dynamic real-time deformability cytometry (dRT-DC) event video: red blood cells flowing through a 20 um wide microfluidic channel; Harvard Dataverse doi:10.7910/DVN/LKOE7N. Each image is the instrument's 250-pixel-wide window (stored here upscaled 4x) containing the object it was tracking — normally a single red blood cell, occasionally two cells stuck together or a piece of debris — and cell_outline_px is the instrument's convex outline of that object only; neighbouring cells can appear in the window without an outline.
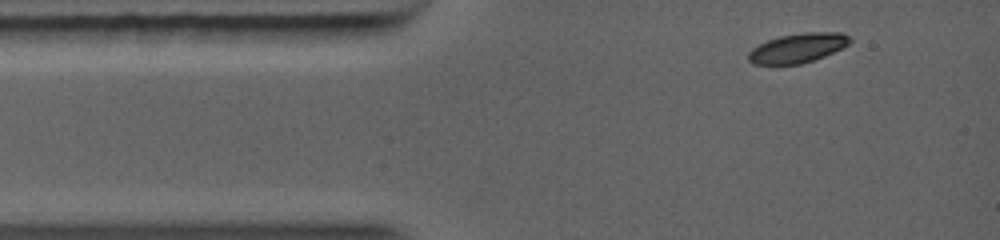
{"species": "common noctule bat (a hibernating species)", "species_latin": "Nyctalus noctula", "temperature_condition": "warm", "stored_images_in_passage": 8, "camera_frame_rate_fps": 5000, "um_per_image_px": 0.085, "animal": {"sex": "female", "body_mass_g": 19.0, "forearm_length_mm": 56.7}, "frame": {"image": 1, "passage_image": 1, "time_ms": 0.0, "image_size_px": [1000, 240], "cell_outline_px": [[852, 40], [848, 44], [824, 56], [800, 64], [752, 64], [748, 60], [748, 52], [752, 48], [768, 40], [780, 36], [804, 32], [840, 32], [852, 36]], "centroid_in_image_um": [67.81, 4.07], "position_along_channel_um": 17.2, "area_um2": 17.28}}
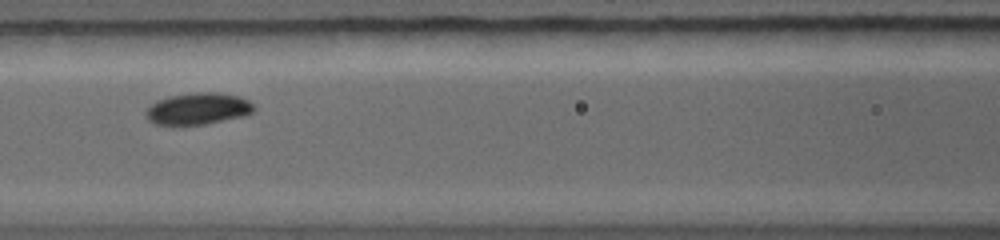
{"frame": {"image": 2, "passage_image": 6, "time_ms": 3.6, "image_size_px": [1000, 240], "cell_outline_px": [[256, 108], [252, 112], [240, 116], [200, 124], [156, 124], [148, 120], [148, 108], [156, 100], [168, 96], [196, 92], [220, 92], [240, 96], [248, 100]], "centroid_in_image_um": [16.84, 9.2], "position_along_channel_um": 149.8, "area_um2": 19.48}}
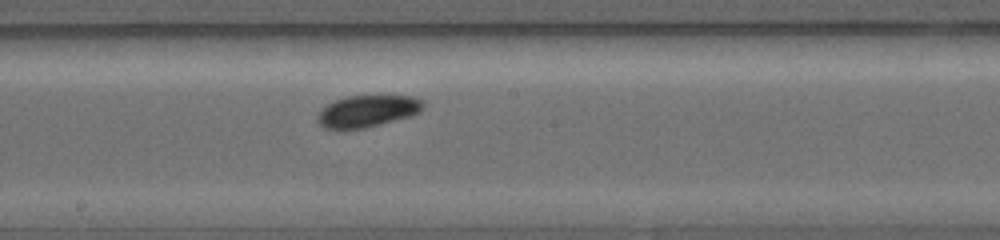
{"frame": {"image": 3, "passage_image": 8, "time_ms": 5.0, "image_size_px": [1000, 240], "cell_outline_px": [[424, 108], [408, 116], [360, 128], [324, 128], [320, 124], [316, 116], [328, 104], [336, 100], [348, 96], [412, 96], [424, 100]], "centroid_in_image_um": [31.23, 9.42], "position_along_channel_um": 217.0, "area_um2": 18.84}}